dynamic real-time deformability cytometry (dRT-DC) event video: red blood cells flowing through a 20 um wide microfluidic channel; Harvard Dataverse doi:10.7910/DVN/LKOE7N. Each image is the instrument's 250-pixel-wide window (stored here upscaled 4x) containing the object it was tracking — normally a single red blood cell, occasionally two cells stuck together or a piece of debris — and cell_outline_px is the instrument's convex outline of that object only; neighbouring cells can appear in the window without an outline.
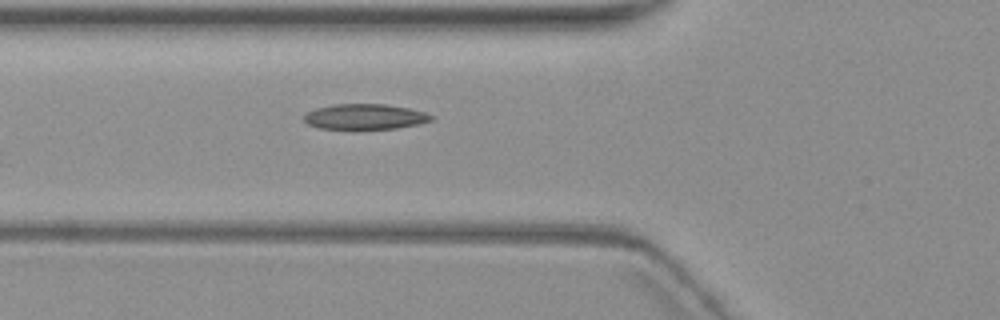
{"species": "common noctule bat (a hibernating species)", "species_latin": "Nyctalus noctula", "temperature_condition": "warm", "stored_images_in_passage": 6, "camera_frame_rate_fps": 3000, "um_per_image_px": 0.085, "animal": {"sex": "female", "body_mass_g": 19.3, "forearm_length_mm": 54.1}, "frame": {"image": 1, "passage_image": 6, "time_ms": 6.333, "image_size_px": [1000, 320], "cell_outline_px": [[432, 120], [416, 124], [396, 128], [320, 128], [308, 124], [304, 120], [304, 116], [308, 112], [316, 108], [332, 104], [384, 104], [408, 108], [424, 112], [432, 116]], "centroid_in_image_um": [30.99, 9.9], "position_along_channel_um": 94.8, "area_um2": 18.38}}